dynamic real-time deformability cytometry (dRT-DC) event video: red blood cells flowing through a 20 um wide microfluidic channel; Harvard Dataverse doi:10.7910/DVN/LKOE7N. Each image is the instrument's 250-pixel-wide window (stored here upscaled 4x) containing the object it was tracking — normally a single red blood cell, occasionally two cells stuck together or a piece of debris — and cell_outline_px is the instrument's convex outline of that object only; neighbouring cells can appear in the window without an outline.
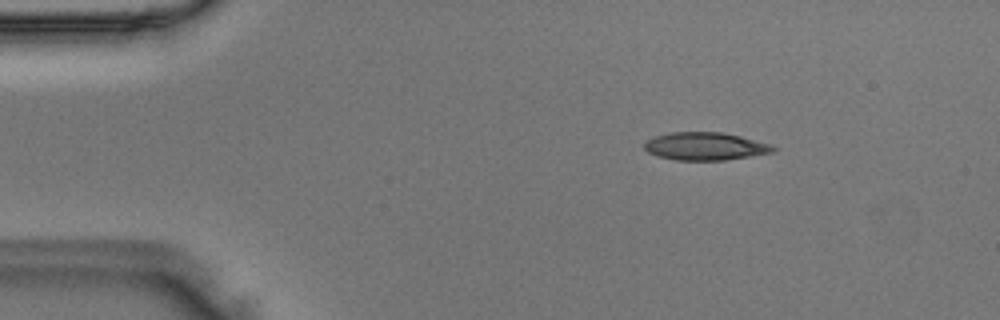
{"species": "Egyptian fruit bat (a non-hibernating species)", "species_latin": "Rousettus aegyptiacus", "temperature_condition": "room temperature", "stored_images_in_passage": 48, "camera_frame_rate_fps": 3000, "um_per_image_px": 0.085, "animal": {"sex": "male"}, "frame": {"image": 1, "passage_image": 6, "time_ms": 1.667, "image_size_px": [1000, 320], "cell_outline_px": [[776, 148], [772, 152], [724, 160], [676, 160], [656, 156], [648, 152], [644, 148], [644, 140], [656, 136], [672, 132], [720, 132], [740, 136], [772, 144]], "centroid_in_image_um": [59.9, 12.43], "position_along_channel_um": 25.1, "area_um2": 20.81}}
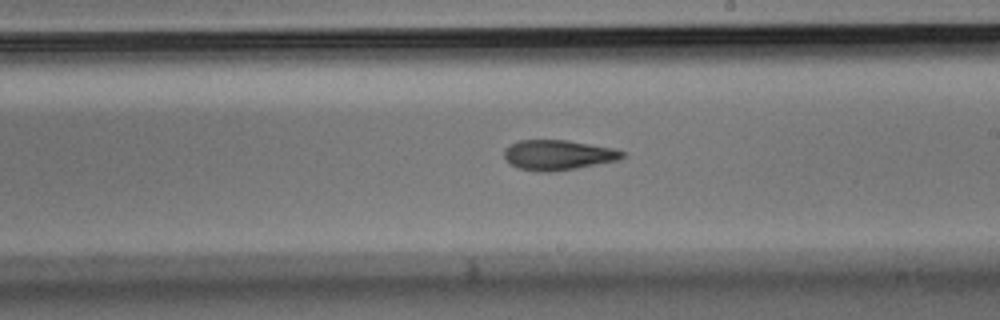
{"frame": {"image": 2, "passage_image": 27, "time_ms": 8.667, "image_size_px": [1000, 320], "cell_outline_px": [[624, 156], [620, 160], [576, 168], [548, 172], [536, 172], [516, 168], [508, 164], [504, 156], [504, 148], [520, 140], [568, 140], [612, 148], [624, 152]], "centroid_in_image_um": [47.39, 13.18], "position_along_channel_um": 241.6, "area_um2": 20.81}}
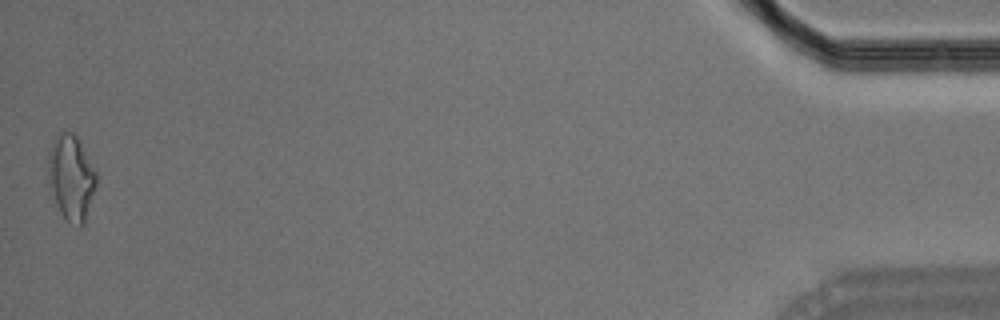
{"frame": {"image": 3, "passage_image": 48, "time_ms": 15.667, "image_size_px": [1000, 320], "cell_outline_px": [[96, 184], [84, 224], [80, 228], [68, 220], [60, 212], [56, 204], [48, 180], [48, 152], [56, 132], [64, 128], [72, 132], [76, 136], [96, 172]], "centroid_in_image_um": [6.02, 15.03], "position_along_channel_um": 429.2, "area_um2": 23.87}}